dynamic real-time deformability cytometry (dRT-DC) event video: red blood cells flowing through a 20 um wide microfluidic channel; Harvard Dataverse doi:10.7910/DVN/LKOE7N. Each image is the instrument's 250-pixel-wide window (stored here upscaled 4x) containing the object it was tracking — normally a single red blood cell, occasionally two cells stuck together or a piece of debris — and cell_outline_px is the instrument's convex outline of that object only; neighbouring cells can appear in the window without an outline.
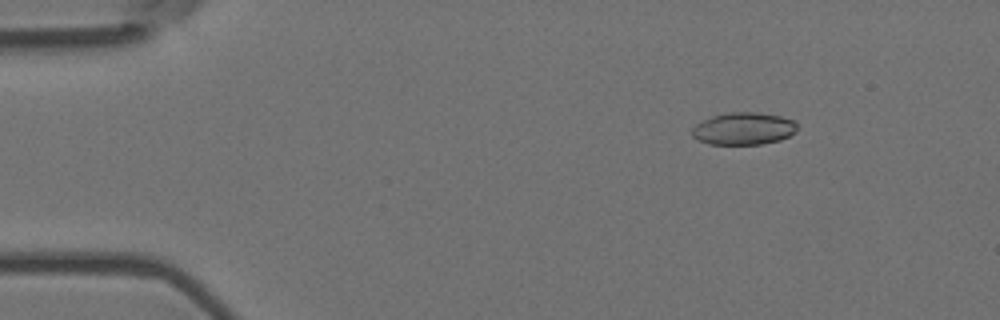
{"species": "Egyptian fruit bat (a non-hibernating species)", "species_latin": "Rousettus aegyptiacus", "temperature_condition": "room temperature", "stored_images_in_passage": 5, "camera_frame_rate_fps": 3000, "um_per_image_px": 0.085, "animal": {"sex": "female"}, "frame": {"image": 1, "passage_image": 3, "time_ms": 0.667, "image_size_px": [1000, 320], "cell_outline_px": [[796, 132], [780, 140], [760, 144], [708, 144], [692, 136], [692, 128], [696, 124], [712, 116], [728, 112], [756, 112], [780, 116], [796, 120]], "centroid_in_image_um": [63.22, 10.93], "position_along_channel_um": 21.8, "area_um2": 19.77}}